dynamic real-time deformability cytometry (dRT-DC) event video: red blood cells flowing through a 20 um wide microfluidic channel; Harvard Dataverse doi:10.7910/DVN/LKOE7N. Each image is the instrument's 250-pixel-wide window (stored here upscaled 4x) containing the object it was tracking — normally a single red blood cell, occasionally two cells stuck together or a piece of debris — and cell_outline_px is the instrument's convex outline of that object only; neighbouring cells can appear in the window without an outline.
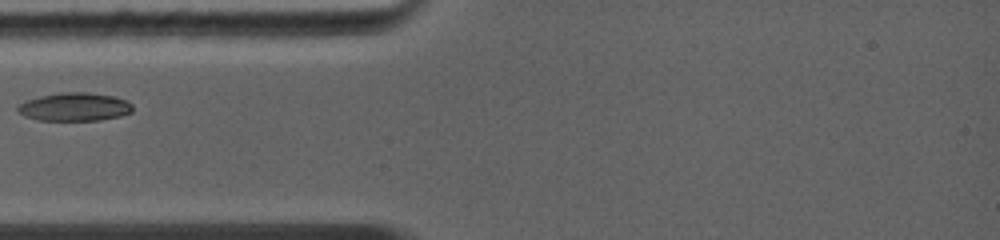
{"species": "common noctule bat (a hibernating species)", "species_latin": "Nyctalus noctula", "temperature_condition": "warm", "stored_images_in_passage": 23, "camera_frame_rate_fps": 5000, "um_per_image_px": 0.085, "animal": {"sex": "female", "body_mass_g": 19.0, "forearm_length_mm": 56.7}, "frame": {"image": 1, "passage_image": 1, "time_ms": 0.0, "image_size_px": [1000, 240], "cell_outline_px": [[132, 112], [120, 116], [100, 120], [40, 120], [24, 116], [16, 108], [16, 104], [40, 96], [60, 92], [84, 92], [112, 96], [124, 100], [132, 104]], "centroid_in_image_um": [6.31, 9.08], "position_along_channel_um": 78.7, "area_um2": 18.79}}
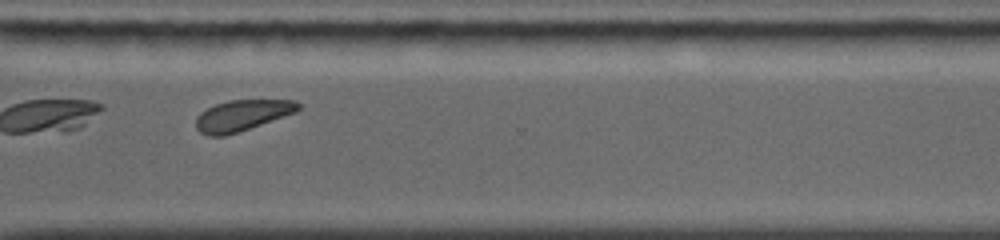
{"frame": {"image": 2, "passage_image": 17, "time_ms": 6.2, "image_size_px": [1000, 240], "cell_outline_px": [[300, 108], [296, 112], [224, 136], [208, 136], [200, 132], [196, 128], [196, 120], [200, 112], [216, 104], [228, 100], [296, 100], [300, 104]], "centroid_in_image_um": [20.56, 9.8], "position_along_channel_um": 350.0, "area_um2": 18.15}}